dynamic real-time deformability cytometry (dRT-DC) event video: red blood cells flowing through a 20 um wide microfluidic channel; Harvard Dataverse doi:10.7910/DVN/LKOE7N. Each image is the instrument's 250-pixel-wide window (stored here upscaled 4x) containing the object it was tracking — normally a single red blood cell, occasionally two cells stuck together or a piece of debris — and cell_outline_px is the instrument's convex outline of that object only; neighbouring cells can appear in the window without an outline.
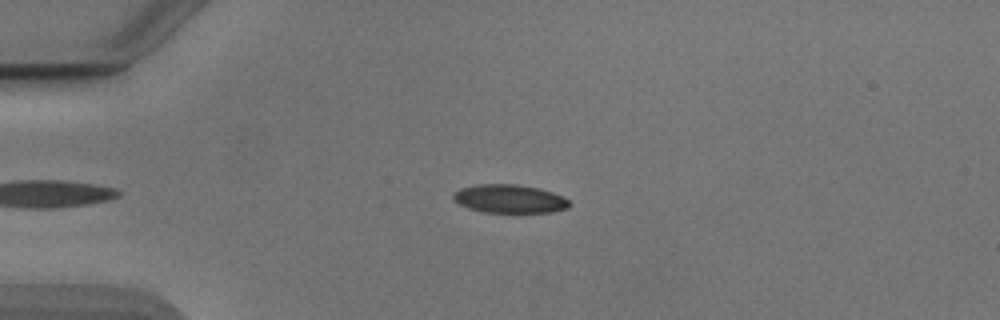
{"species": "Egyptian fruit bat (a non-hibernating species)", "species_latin": "Rousettus aegyptiacus", "temperature_condition": "cold", "stored_images_in_passage": 41, "camera_frame_rate_fps": 3000, "um_per_image_px": 0.085, "animal": {"sex": "male"}, "frame": {"image": 1, "passage_image": 6, "time_ms": 1.667, "image_size_px": [1000, 320], "cell_outline_px": [[572, 204], [568, 208], [552, 212], [484, 212], [468, 208], [452, 200], [452, 196], [460, 188], [476, 184], [516, 184], [540, 188], [552, 192], [568, 200]], "centroid_in_image_um": [43.3, 16.89], "position_along_channel_um": 41.7, "area_um2": 19.25}}
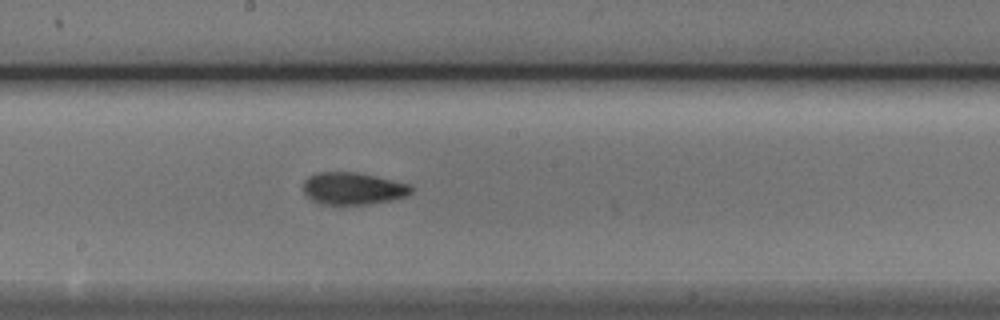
{"frame": {"image": 2, "passage_image": 22, "time_ms": 7.0, "image_size_px": [1000, 320], "cell_outline_px": [[412, 192], [408, 196], [392, 200], [368, 204], [320, 204], [312, 200], [304, 192], [304, 180], [308, 176], [316, 172], [356, 172], [412, 184]], "centroid_in_image_um": [30.03, 16.02], "position_along_channel_um": 218.2, "area_um2": 20.35}}
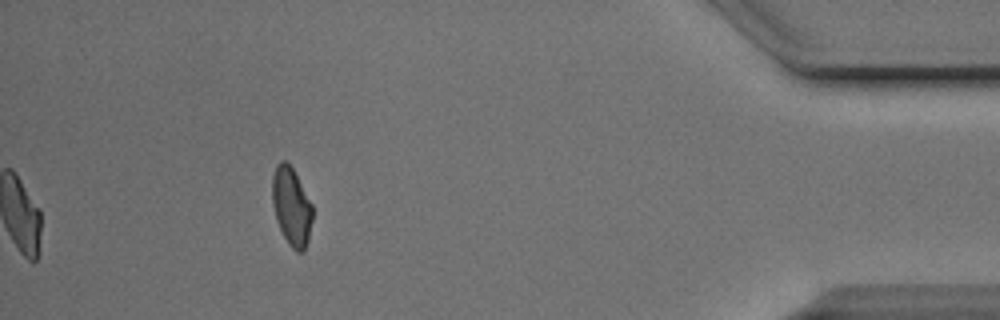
{"frame": {"image": 3, "passage_image": 41, "time_ms": 13.333, "image_size_px": [1000, 320], "cell_outline_px": [[312, 220], [308, 240], [304, 252], [296, 252], [288, 244], [276, 220], [272, 204], [272, 176], [276, 164], [280, 160], [284, 160], [292, 168], [312, 204]], "centroid_in_image_um": [24.76, 17.56], "position_along_channel_um": 410.4, "area_um2": 18.32}, "authors_computed_cell_mechanics": {"area_um2": 19.7676, "velocity_mm_per_s": 3.88, "shape_relaxation_time_tau1_ms": 6.2337, "shape_relaxation_time_tau2_ms": 2.2284, "deformation_change_tau1": 0.1484, "deformation_change_tau2": 0.0809}}